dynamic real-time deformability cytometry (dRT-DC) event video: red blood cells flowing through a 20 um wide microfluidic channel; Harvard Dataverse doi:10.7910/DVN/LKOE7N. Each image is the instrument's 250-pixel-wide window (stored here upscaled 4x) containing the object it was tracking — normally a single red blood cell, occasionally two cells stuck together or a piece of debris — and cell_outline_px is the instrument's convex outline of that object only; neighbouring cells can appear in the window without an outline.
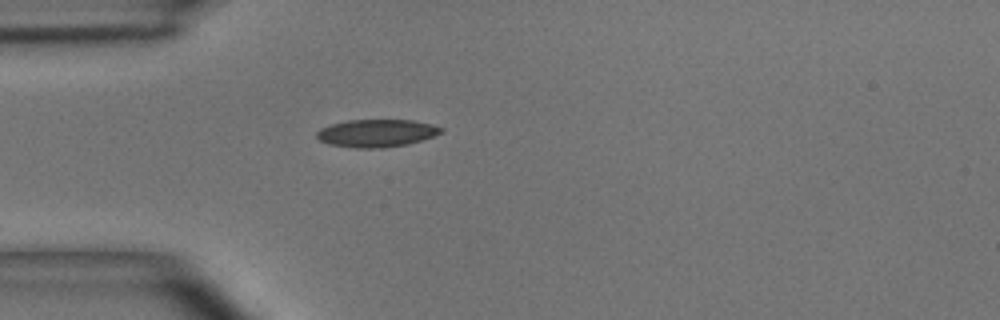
{"species": "common noctule bat (a hibernating species)", "species_latin": "Nyctalus noctula", "temperature_condition": "room temperature", "stored_images_in_passage": 8, "camera_frame_rate_fps": 3000, "um_per_image_px": 0.085, "animal": {"sex": "male", "body_mass_g": 15.6}, "frame": {"image": 1, "passage_image": 1, "time_ms": 0.0, "image_size_px": [1000, 320], "cell_outline_px": [[444, 132], [408, 144], [384, 148], [356, 148], [328, 144], [320, 140], [316, 136], [316, 132], [320, 128], [332, 124], [348, 120], [412, 120], [432, 124], [444, 128]], "centroid_in_image_um": [32.01, 11.32], "position_along_channel_um": 53.0, "area_um2": 20.06}}
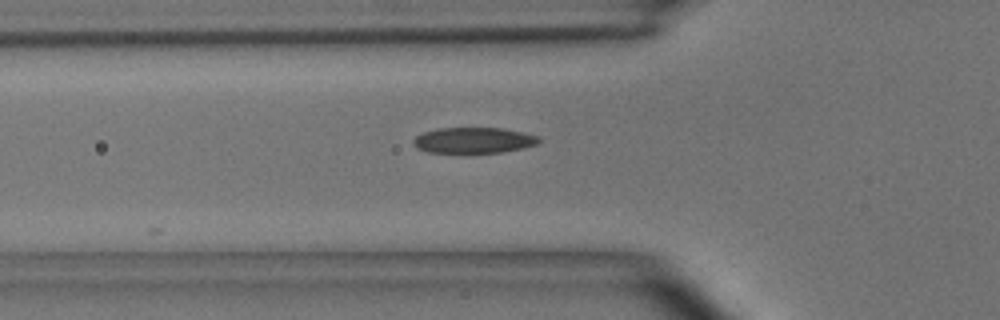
{"frame": {"image": 2, "passage_image": 4, "time_ms": 1.0, "image_size_px": [1000, 320], "cell_outline_px": [[540, 140], [536, 144], [524, 148], [504, 152], [428, 152], [416, 148], [412, 144], [412, 140], [416, 136], [424, 132], [440, 128], [504, 128], [524, 132], [536, 136]], "centroid_in_image_um": [40.24, 11.92], "position_along_channel_um": 85.6, "area_um2": 18.79}}